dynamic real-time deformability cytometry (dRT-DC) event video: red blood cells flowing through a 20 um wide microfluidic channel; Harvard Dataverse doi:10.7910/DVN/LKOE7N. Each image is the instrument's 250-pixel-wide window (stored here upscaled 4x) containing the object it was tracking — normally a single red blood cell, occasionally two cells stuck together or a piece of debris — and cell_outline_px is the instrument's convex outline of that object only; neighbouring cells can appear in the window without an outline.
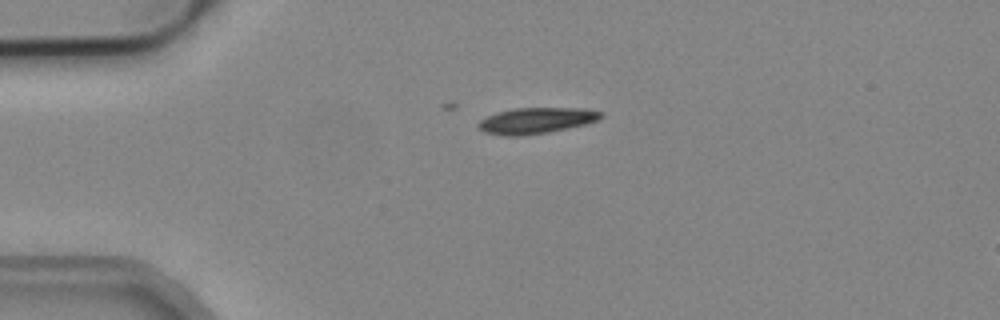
{"species": "common noctule bat (a hibernating species)", "species_latin": "Nyctalus noctula", "temperature_condition": "cold", "stored_images_in_passage": 3, "camera_frame_rate_fps": 3000, "um_per_image_px": 0.085, "animal": {"sex": "male", "body_mass_g": 19.2, "forearm_length_mm": 51.8}, "frame": {"image": 1, "passage_image": 1, "time_ms": 0.0, "image_size_px": [1000, 320], "cell_outline_px": [[604, 116], [600, 120], [588, 124], [548, 132], [520, 136], [504, 136], [484, 132], [476, 128], [476, 124], [480, 120], [496, 112], [512, 108], [588, 108], [604, 112]], "centroid_in_image_um": [45.61, 10.24], "position_along_channel_um": 39.4, "area_um2": 19.02}}